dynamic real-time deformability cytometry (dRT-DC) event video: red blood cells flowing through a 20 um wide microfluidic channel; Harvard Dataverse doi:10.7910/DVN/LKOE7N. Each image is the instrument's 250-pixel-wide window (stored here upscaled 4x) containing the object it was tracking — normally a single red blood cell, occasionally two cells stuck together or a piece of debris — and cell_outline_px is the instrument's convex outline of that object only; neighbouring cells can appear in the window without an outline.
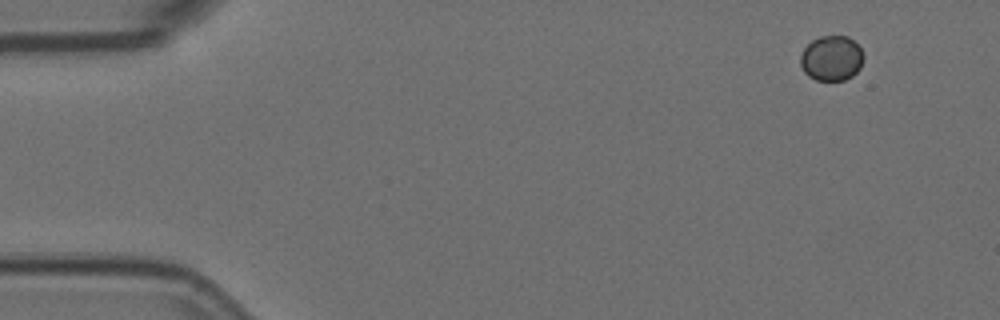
{"species": "Egyptian fruit bat (a non-hibernating species)", "species_latin": "Rousettus aegyptiacus", "temperature_condition": "room temperature", "stored_images_in_passage": 10, "camera_frame_rate_fps": 3000, "um_per_image_px": 0.085, "animal": {"sex": "female"}, "frame": {"image": 1, "passage_image": 1, "time_ms": 0.0, "image_size_px": [1000, 320], "cell_outline_px": [[864, 56], [860, 68], [852, 76], [844, 80], [816, 80], [808, 76], [804, 72], [800, 64], [800, 56], [804, 48], [812, 40], [820, 36], [848, 36], [860, 48]], "centroid_in_image_um": [70.67, 4.95], "position_along_channel_um": 14.3, "area_um2": 16.59}}
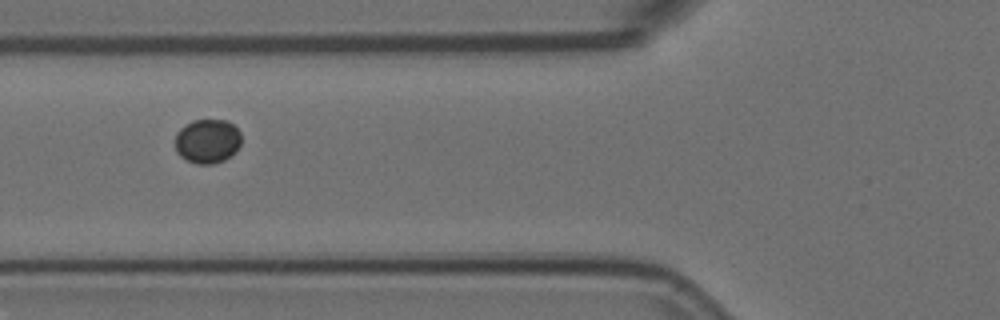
{"frame": {"image": 2, "passage_image": 6, "time_ms": 1.667, "image_size_px": [1000, 320], "cell_outline_px": [[240, 144], [236, 152], [224, 160], [212, 164], [196, 164], [180, 156], [176, 152], [176, 132], [184, 124], [192, 120], [228, 120], [240, 132]], "centroid_in_image_um": [17.62, 11.99], "position_along_channel_um": 108.2, "area_um2": 17.17}}
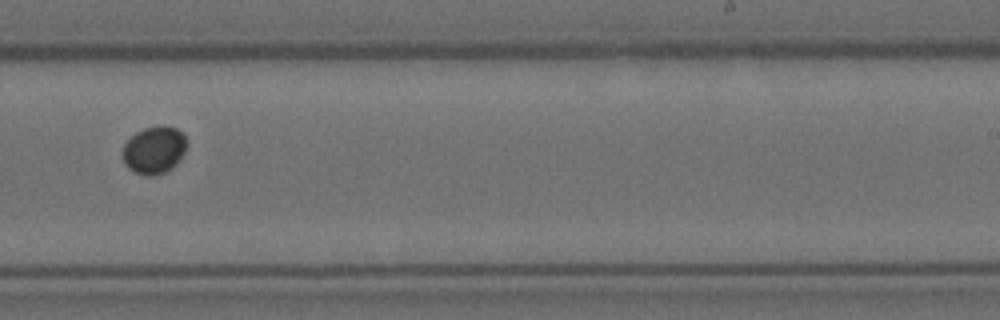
{"frame": {"image": 3, "passage_image": 10, "time_ms": 3.0, "image_size_px": [1000, 320], "cell_outline_px": [[188, 140], [184, 152], [180, 160], [172, 168], [164, 172], [152, 176], [148, 176], [136, 172], [128, 168], [124, 164], [124, 144], [136, 132], [144, 128], [160, 124], [176, 128], [184, 132]], "centroid_in_image_um": [13.15, 12.72], "position_along_channel_um": 275.8, "area_um2": 17.86}}